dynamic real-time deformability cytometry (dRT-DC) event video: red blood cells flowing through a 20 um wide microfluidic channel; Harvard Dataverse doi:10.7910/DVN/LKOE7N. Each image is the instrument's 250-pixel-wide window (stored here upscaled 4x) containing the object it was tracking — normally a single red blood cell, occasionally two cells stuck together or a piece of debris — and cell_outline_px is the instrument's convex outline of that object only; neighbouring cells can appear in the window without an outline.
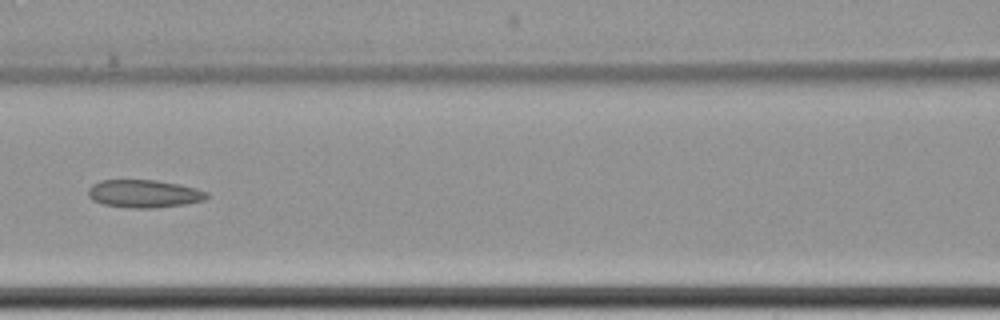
{"species": "common noctule bat (a hibernating species)", "species_latin": "Nyctalus noctula", "temperature_condition": "cold", "stored_images_in_passage": 10, "camera_frame_rate_fps": 3000, "um_per_image_px": 0.085, "animal": {"sex": "female", "body_mass_g": 22.7, "forearm_length_mm": 54.2}, "frame": {"image": 1, "passage_image": 7, "time_ms": 8.333, "image_size_px": [1000, 320], "cell_outline_px": [[208, 196], [204, 200], [184, 204], [156, 208], [132, 208], [104, 204], [92, 200], [88, 196], [88, 188], [92, 184], [100, 180], [156, 180], [196, 188], [208, 192]], "centroid_in_image_um": [12.22, 16.46], "position_along_channel_um": 154.4, "area_um2": 19.19}}
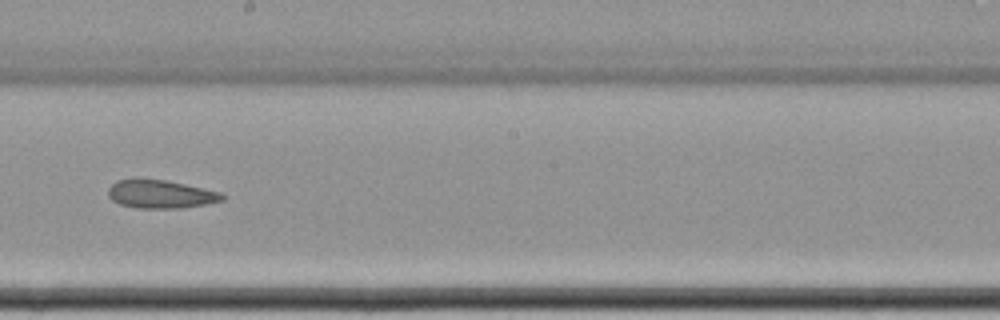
{"frame": {"image": 2, "passage_image": 9, "time_ms": 10.667, "image_size_px": [1000, 320], "cell_outline_px": [[224, 200], [204, 204], [180, 208], [136, 208], [120, 204], [112, 200], [108, 196], [108, 188], [116, 180], [132, 176], [140, 176], [168, 180], [220, 192], [224, 196]], "centroid_in_image_um": [13.56, 16.45], "position_along_channel_um": 234.6, "area_um2": 19.36}}
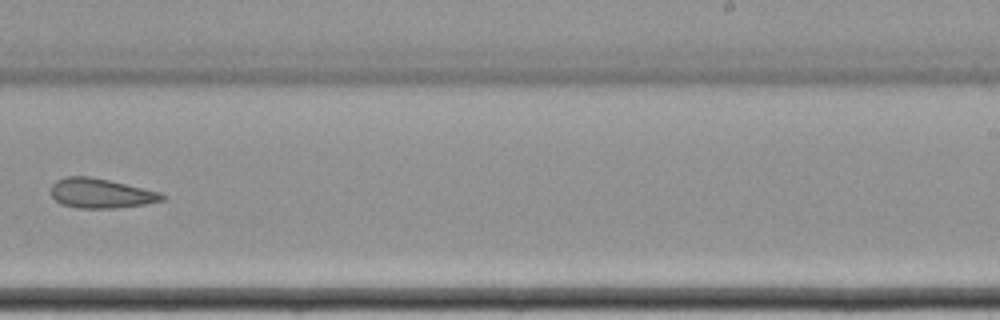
{"frame": {"image": 3, "passage_image": 10, "time_ms": 12.0, "image_size_px": [1000, 320], "cell_outline_px": [[164, 200], [148, 204], [116, 208], [80, 208], [60, 204], [52, 196], [52, 184], [56, 180], [64, 176], [88, 176], [108, 180], [160, 192], [164, 196]], "centroid_in_image_um": [8.56, 16.43], "position_along_channel_um": 280.4, "area_um2": 19.13}}